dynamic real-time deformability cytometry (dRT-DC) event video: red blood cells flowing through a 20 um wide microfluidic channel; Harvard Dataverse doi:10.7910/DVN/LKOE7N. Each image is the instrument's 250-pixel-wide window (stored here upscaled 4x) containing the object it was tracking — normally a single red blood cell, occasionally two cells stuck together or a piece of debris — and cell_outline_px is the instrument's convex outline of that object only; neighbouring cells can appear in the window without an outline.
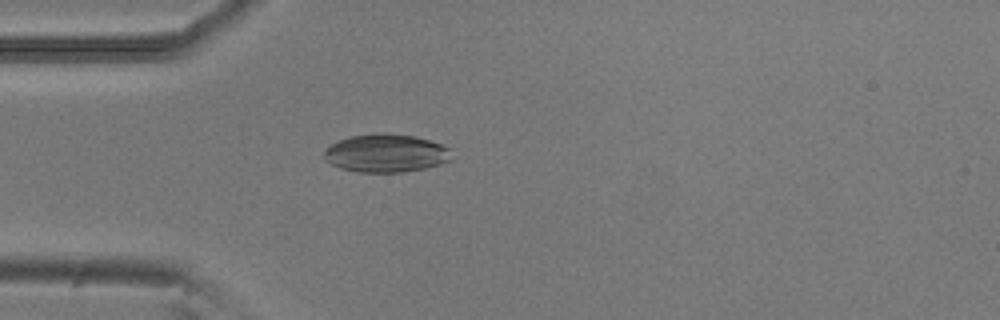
{"species": "common noctule bat (a hibernating species)", "species_latin": "Nyctalus noctula", "temperature_condition": "room temperature", "stored_images_in_passage": 4, "camera_frame_rate_fps": 3000, "um_per_image_px": 0.085, "animal": {"sex": "male", "body_mass_g": 20.5, "forearm_length_mm": 52.5}, "frame": {"image": 1, "passage_image": 3, "time_ms": 0.667, "image_size_px": [1000, 320], "cell_outline_px": [[452, 160], [440, 164], [424, 168], [400, 172], [356, 172], [340, 168], [324, 160], [324, 152], [332, 144], [340, 140], [352, 136], [376, 132], [388, 132], [416, 136], [440, 144], [448, 148]], "centroid_in_image_um": [32.8, 13.01], "position_along_channel_um": 52.2, "area_um2": 28.32}}